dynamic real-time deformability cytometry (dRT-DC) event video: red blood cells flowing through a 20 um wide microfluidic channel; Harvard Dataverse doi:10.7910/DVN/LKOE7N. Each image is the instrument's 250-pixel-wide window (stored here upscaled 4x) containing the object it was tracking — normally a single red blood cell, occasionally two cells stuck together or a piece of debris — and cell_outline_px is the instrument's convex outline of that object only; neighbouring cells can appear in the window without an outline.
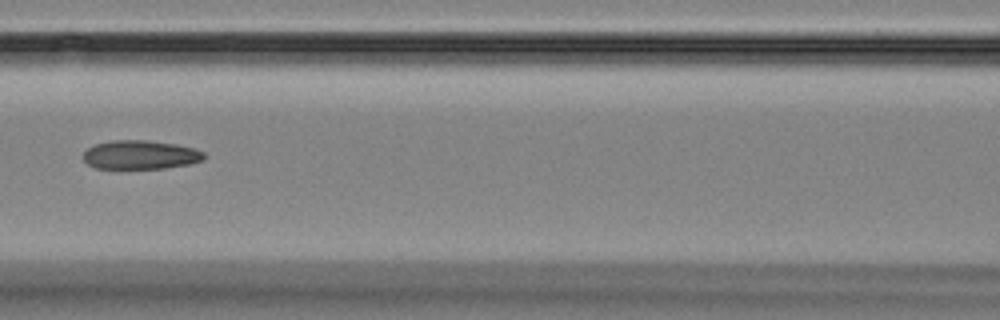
{"species": "Egyptian fruit bat (a non-hibernating species)", "species_latin": "Rousettus aegyptiacus", "temperature_condition": "room temperature", "stored_images_in_passage": 8, "camera_frame_rate_fps": 3000, "um_per_image_px": 0.085, "animal": {"sex": "female"}, "frame": {"image": 1, "passage_image": 8, "time_ms": 8.333, "image_size_px": [1000, 320], "cell_outline_px": [[204, 160], [188, 164], [164, 168], [96, 168], [88, 164], [84, 160], [84, 152], [88, 148], [96, 144], [112, 140], [148, 140], [176, 144], [192, 148], [204, 152]], "centroid_in_image_um": [11.93, 13.15], "position_along_channel_um": 154.7, "area_um2": 20.11}}